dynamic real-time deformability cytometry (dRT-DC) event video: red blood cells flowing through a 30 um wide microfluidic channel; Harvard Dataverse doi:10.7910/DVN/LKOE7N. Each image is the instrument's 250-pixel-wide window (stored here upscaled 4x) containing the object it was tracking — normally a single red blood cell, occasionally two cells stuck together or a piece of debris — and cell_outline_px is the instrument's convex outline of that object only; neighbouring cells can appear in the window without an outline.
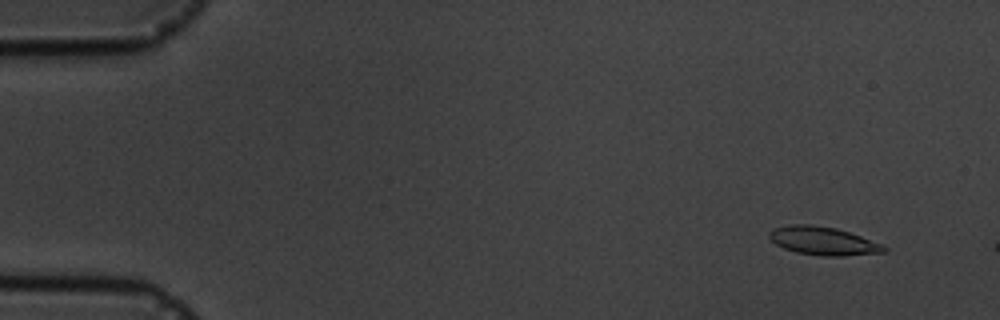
{"species": "common noctule bat (a hibernating species)", "species_latin": "Nyctalus noctula", "temperature_condition": "cold", "stored_images_in_passage": 5, "camera_frame_rate_fps": 3000, "um_per_image_px": 0.085, "animal": {"sex": "male", "body_mass_g": 19.5, "forearm_length_mm": 54.6}, "frame": {"image": 1, "passage_image": 2, "time_ms": 1.0, "image_size_px": [1000, 320], "cell_outline_px": [[888, 248], [884, 252], [844, 256], [820, 256], [796, 252], [784, 248], [776, 244], [768, 236], [768, 232], [776, 228], [788, 224], [812, 224], [836, 228], [860, 236], [880, 244]], "centroid_in_image_um": [69.93, 20.48], "position_along_channel_um": 15.1, "area_um2": 18.79}}